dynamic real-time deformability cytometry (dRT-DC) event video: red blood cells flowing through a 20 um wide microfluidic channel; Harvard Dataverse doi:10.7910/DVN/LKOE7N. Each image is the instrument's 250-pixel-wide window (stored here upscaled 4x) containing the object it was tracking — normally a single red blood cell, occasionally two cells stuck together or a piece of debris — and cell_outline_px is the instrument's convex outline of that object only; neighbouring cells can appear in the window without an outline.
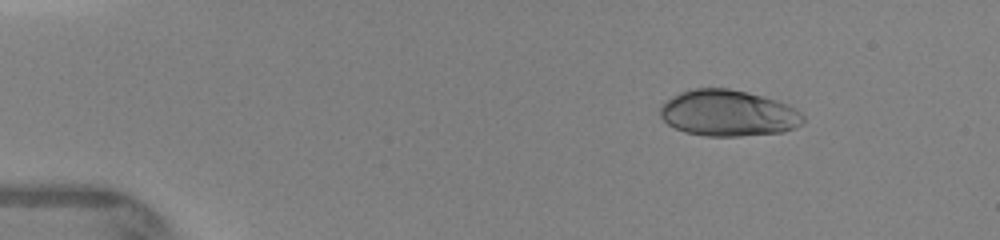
{"species": "human", "species_latin": "Homo sapiens", "temperature_condition": "warm", "stored_images_in_passage": 4, "camera_frame_rate_fps": 3000, "um_per_image_px": 0.085, "donor": {"sex": "female"}, "frame": {"image": 1, "passage_image": 2, "time_ms": 1.333, "image_size_px": [1000, 240], "cell_outline_px": [[804, 124], [796, 128], [784, 132], [740, 136], [704, 136], [684, 132], [668, 124], [660, 116], [660, 108], [672, 96], [688, 88], [728, 88], [764, 96], [788, 104], [796, 108], [804, 116]], "centroid_in_image_um": [61.93, 9.62], "position_along_channel_um": 23.1, "area_um2": 38.84}}